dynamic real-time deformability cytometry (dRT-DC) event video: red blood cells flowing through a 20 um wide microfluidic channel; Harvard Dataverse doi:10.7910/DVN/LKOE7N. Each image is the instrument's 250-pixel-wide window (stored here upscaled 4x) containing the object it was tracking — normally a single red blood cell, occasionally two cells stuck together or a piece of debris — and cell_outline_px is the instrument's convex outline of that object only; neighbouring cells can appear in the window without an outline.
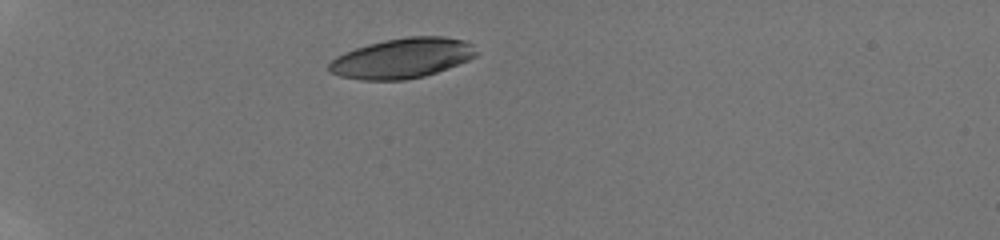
{"species": "human", "species_latin": "Homo sapiens", "temperature_condition": "room temperature", "stored_images_in_passage": 51, "camera_frame_rate_fps": 3000, "um_per_image_px": 0.085, "donor": {"sex": "male"}, "frame": {"image": 1, "passage_image": 1, "time_ms": 0.0, "image_size_px": [1000, 240], "cell_outline_px": [[476, 56], [468, 60], [436, 72], [424, 76], [404, 80], [360, 80], [340, 76], [328, 72], [328, 64], [336, 56], [344, 52], [368, 44], [384, 40], [408, 36], [444, 36], [464, 40], [472, 44], [476, 52]], "centroid_in_image_um": [34.15, 4.94], "position_along_channel_um": 50.8, "area_um2": 34.39}}
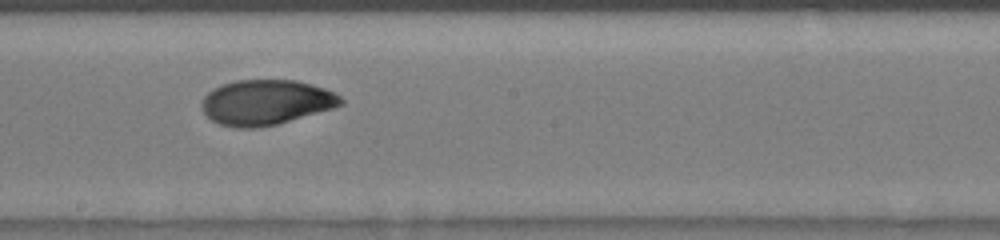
{"frame": {"image": 2, "passage_image": 23, "time_ms": 5.333, "image_size_px": [1000, 240], "cell_outline_px": [[344, 104], [332, 108], [276, 124], [256, 128], [236, 128], [220, 124], [212, 120], [200, 108], [200, 104], [204, 96], [212, 88], [236, 80], [296, 80], [312, 84], [336, 92], [344, 100]], "centroid_in_image_um": [22.6, 8.69], "position_along_channel_um": 225.6, "area_um2": 36.59}}
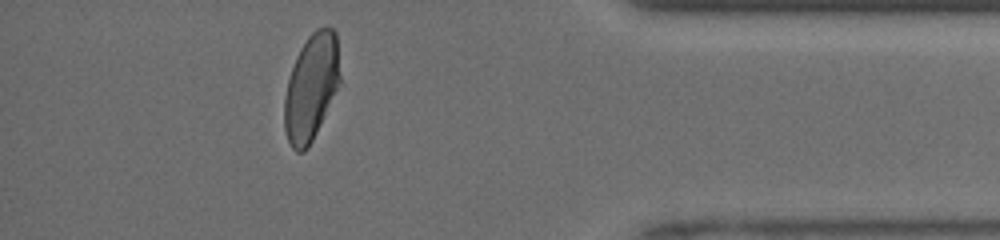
{"frame": {"image": 3, "passage_image": 45, "time_ms": 10.333, "image_size_px": [1000, 240], "cell_outline_px": [[344, 84], [312, 140], [304, 152], [296, 152], [292, 148], [288, 140], [284, 128], [284, 96], [288, 80], [296, 56], [300, 48], [308, 36], [316, 28], [332, 28], [336, 32]], "centroid_in_image_um": [26.53, 7.41], "position_along_channel_um": 408.7, "area_um2": 35.78}, "authors_computed_cell_mechanics": {"area_um2": 36.1828, "velocity_mm_per_s": 4.1386, "shape_relaxation_time_tau1_ms": 5.1108, "shape_relaxation_time_tau2_ms": 1.051, "deformation_change_tau1": 0.1799, "deformation_change_tau2": 0.0448}}